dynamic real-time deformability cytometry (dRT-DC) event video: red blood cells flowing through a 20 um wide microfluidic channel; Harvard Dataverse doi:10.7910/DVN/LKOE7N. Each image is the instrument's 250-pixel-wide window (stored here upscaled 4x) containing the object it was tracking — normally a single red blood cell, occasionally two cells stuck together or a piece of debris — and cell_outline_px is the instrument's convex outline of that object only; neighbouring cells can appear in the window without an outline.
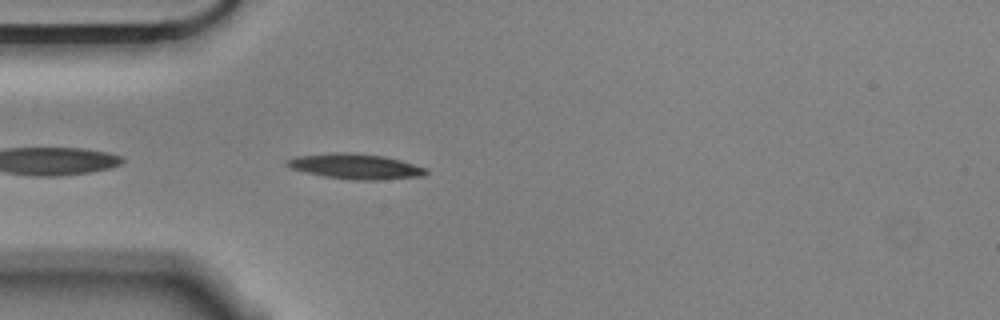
{"species": "Egyptian fruit bat (a non-hibernating species)", "species_latin": "Rousettus aegyptiacus", "temperature_condition": "cold", "stored_images_in_passage": 17, "camera_frame_rate_fps": 3000, "um_per_image_px": 0.085, "animal": {"sex": "male"}, "frame": {"image": 1, "passage_image": 3, "time_ms": 0.667, "image_size_px": [1000, 320], "cell_outline_px": [[428, 172], [424, 176], [376, 180], [352, 180], [324, 176], [288, 168], [284, 164], [284, 160], [296, 156], [332, 152], [348, 152], [384, 156], [400, 160], [428, 168]], "centroid_in_image_um": [30.18, 14.14], "position_along_channel_um": 54.8, "area_um2": 20.69}}
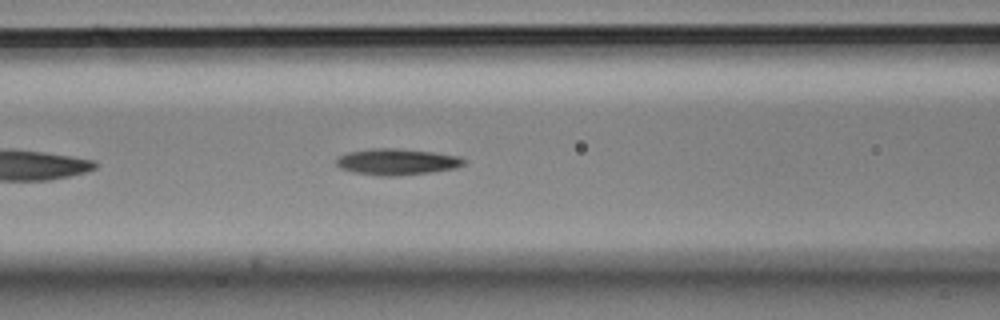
{"frame": {"image": 2, "passage_image": 10, "time_ms": 3.0, "image_size_px": [1000, 320], "cell_outline_px": [[468, 160], [464, 164], [456, 168], [432, 172], [396, 176], [380, 176], [352, 172], [340, 168], [336, 164], [336, 160], [340, 156], [348, 152], [372, 148], [396, 148], [432, 152], [460, 156]], "centroid_in_image_um": [33.76, 13.75], "position_along_channel_um": 132.8, "area_um2": 19.65}}
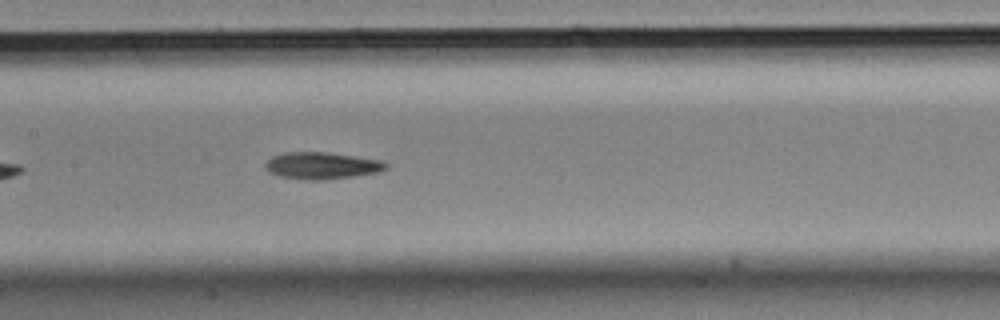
{"frame": {"image": 3, "passage_image": 14, "time_ms": 4.333, "image_size_px": [1000, 320], "cell_outline_px": [[388, 168], [380, 172], [352, 176], [320, 180], [308, 180], [280, 176], [268, 172], [264, 168], [264, 164], [272, 156], [284, 152], [328, 152], [380, 160], [388, 164]], "centroid_in_image_um": [27.33, 14.07], "position_along_channel_um": 180.1, "area_um2": 18.9}}